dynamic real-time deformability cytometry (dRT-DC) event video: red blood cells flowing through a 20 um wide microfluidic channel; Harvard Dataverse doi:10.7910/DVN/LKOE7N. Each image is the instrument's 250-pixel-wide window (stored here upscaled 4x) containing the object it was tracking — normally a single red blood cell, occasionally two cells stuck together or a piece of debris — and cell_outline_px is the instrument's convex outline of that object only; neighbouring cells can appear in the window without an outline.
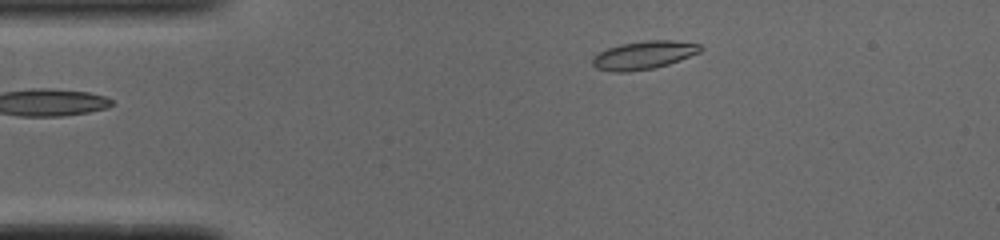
{"species": "common noctule bat (a hibernating species)", "species_latin": "Nyctalus noctula", "temperature_condition": "cold", "stored_images_in_passage": 43, "camera_frame_rate_fps": 3000, "um_per_image_px": 0.085, "animal": {"sex": "male", "body_mass_g": 19.0, "forearm_length_mm": 50.8}, "frame": {"image": 1, "passage_image": 1, "time_ms": 0.0, "image_size_px": [1000, 240], "cell_outline_px": [[704, 48], [700, 52], [668, 64], [652, 68], [628, 72], [616, 72], [596, 68], [592, 64], [592, 56], [608, 48], [620, 44], [648, 40], [672, 40], [700, 44]], "centroid_in_image_um": [54.71, 4.68], "position_along_channel_um": 30.3, "area_um2": 17.63}}
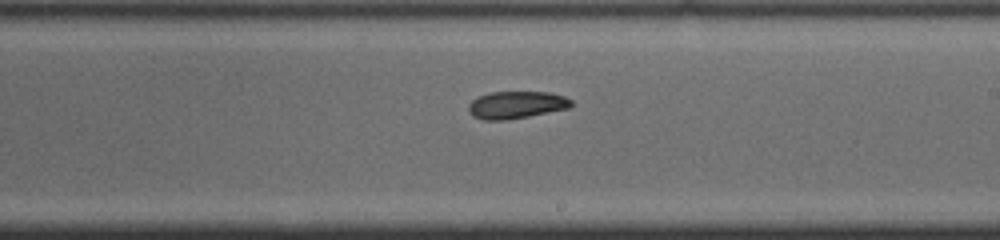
{"frame": {"image": 2, "passage_image": 21, "time_ms": 6.667, "image_size_px": [1000, 240], "cell_outline_px": [[572, 104], [568, 108], [528, 116], [504, 120], [484, 120], [472, 116], [468, 112], [468, 104], [472, 100], [488, 92], [548, 92], [564, 96], [572, 100]], "centroid_in_image_um": [43.85, 8.91], "position_along_channel_um": 245.2, "area_um2": 16.3}}
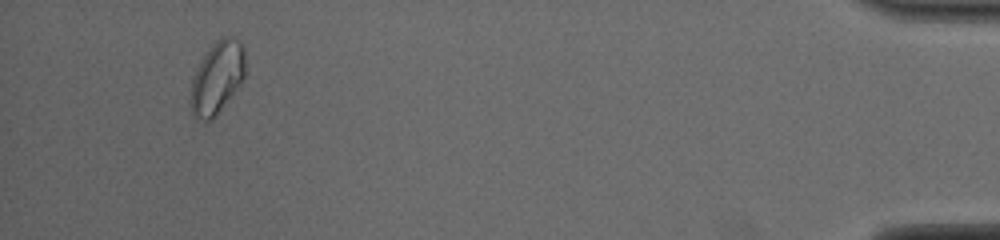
{"frame": {"image": 3, "passage_image": 40, "time_ms": 13.0, "image_size_px": [1000, 240], "cell_outline_px": [[244, 76], [240, 84], [216, 116], [212, 120], [196, 120], [192, 116], [192, 80], [204, 56], [212, 44], [216, 40], [224, 36], [232, 36], [240, 40], [244, 48]], "centroid_in_image_um": [18.48, 6.59], "position_along_channel_um": 416.7, "area_um2": 22.6}, "authors_computed_cell_mechanics": {"area_um2": 17.1088, "velocity_mm_per_s": 3.8694, "shape_relaxation_time_tau1_ms": null, "shape_relaxation_time_tau2_ms": 4.2618, "deformation_change_tau1": null, "deformation_change_tau2": 0.0562}}